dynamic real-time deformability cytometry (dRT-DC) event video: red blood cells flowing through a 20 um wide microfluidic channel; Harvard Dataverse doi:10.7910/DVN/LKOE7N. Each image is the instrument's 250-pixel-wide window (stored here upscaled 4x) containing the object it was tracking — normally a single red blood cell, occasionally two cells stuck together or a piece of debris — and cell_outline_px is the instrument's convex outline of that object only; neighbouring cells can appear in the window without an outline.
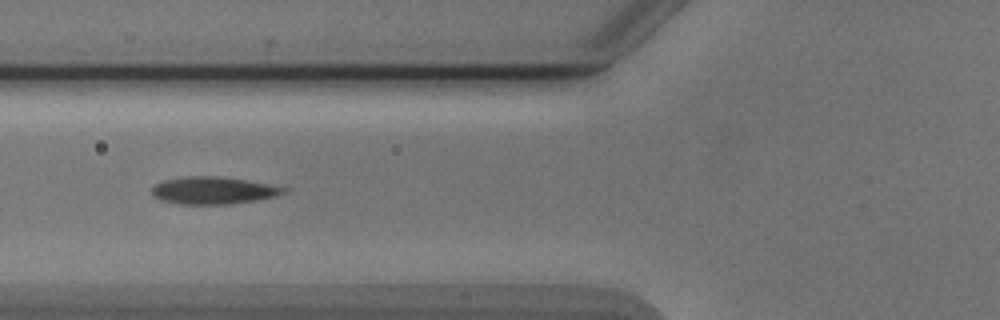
{"species": "Egyptian fruit bat (a non-hibernating species)", "species_latin": "Rousettus aegyptiacus", "temperature_condition": "cold", "stored_images_in_passage": 5, "camera_frame_rate_fps": 3000, "um_per_image_px": 0.085, "animal": {"sex": "male"}, "frame": {"image": 1, "passage_image": 3, "time_ms": 2.333, "image_size_px": [1000, 320], "cell_outline_px": [[288, 192], [276, 196], [256, 200], [232, 204], [180, 204], [160, 200], [152, 196], [152, 188], [156, 184], [164, 180], [184, 176], [220, 176], [244, 180], [288, 188]], "centroid_in_image_um": [18.11, 16.19], "position_along_channel_um": 107.7, "area_um2": 20.98}}
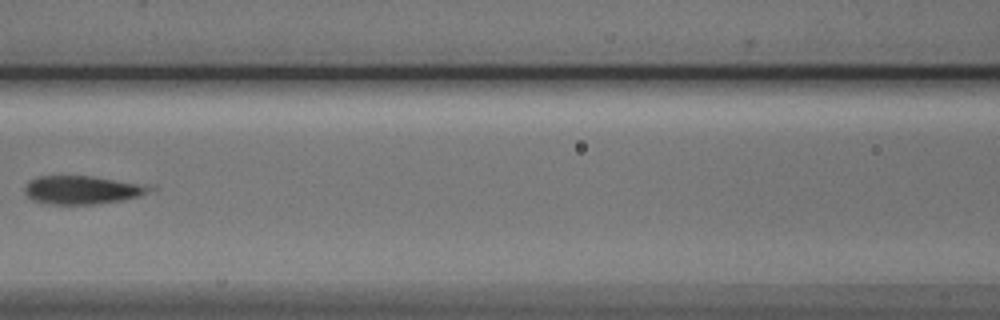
{"frame": {"image": 2, "passage_image": 4, "time_ms": 3.667, "image_size_px": [1000, 320], "cell_outline_px": [[160, 188], [140, 196], [120, 200], [96, 204], [48, 204], [32, 200], [24, 192], [24, 188], [28, 180], [36, 176], [92, 176], [156, 184]], "centroid_in_image_um": [7.12, 16.12], "position_along_channel_um": 159.5, "area_um2": 21.39}}
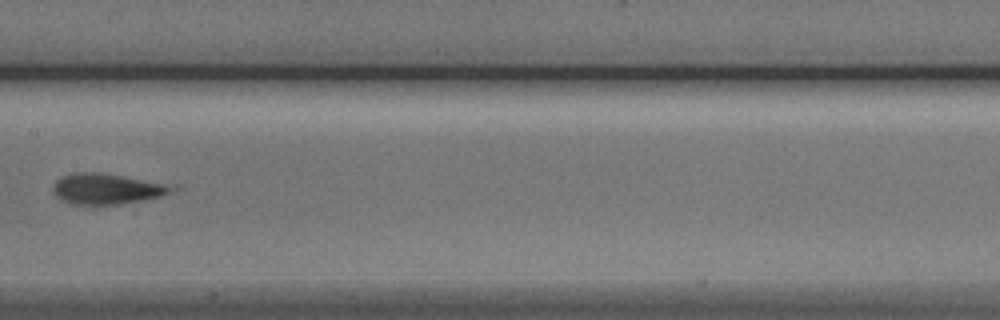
{"frame": {"image": 3, "passage_image": 5, "time_ms": 4.667, "image_size_px": [1000, 320], "cell_outline_px": [[184, 188], [160, 196], [144, 200], [120, 204], [68, 204], [60, 200], [56, 196], [52, 188], [56, 180], [60, 176], [80, 172], [96, 172], [120, 176], [164, 184]], "centroid_in_image_um": [9.05, 16.07], "position_along_channel_um": 198.3, "area_um2": 21.04}}